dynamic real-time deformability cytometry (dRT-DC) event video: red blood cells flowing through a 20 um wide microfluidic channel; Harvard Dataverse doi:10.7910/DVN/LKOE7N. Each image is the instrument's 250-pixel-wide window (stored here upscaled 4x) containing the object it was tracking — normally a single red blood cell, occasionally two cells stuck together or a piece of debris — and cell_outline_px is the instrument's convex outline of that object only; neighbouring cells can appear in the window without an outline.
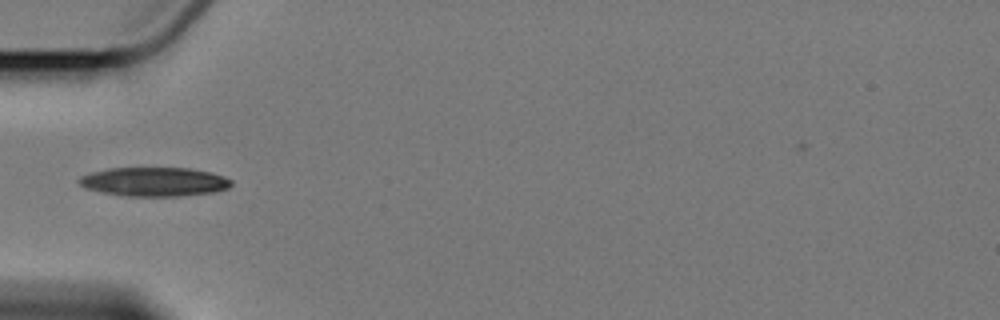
{"species": "Egyptian fruit bat (a non-hibernating species)", "species_latin": "Rousettus aegyptiacus", "temperature_condition": "cold", "stored_images_in_passage": 5, "camera_frame_rate_fps": 3000, "um_per_image_px": 0.085, "animal": {"sex": "female"}, "frame": {"image": 1, "passage_image": 4, "time_ms": 3.667, "image_size_px": [1000, 320], "cell_outline_px": [[232, 184], [228, 188], [216, 192], [180, 196], [128, 196], [104, 192], [84, 188], [76, 180], [80, 176], [92, 172], [108, 168], [188, 168], [212, 172], [224, 176], [232, 180]], "centroid_in_image_um": [13.13, 15.44], "position_along_channel_um": 71.9, "area_um2": 25.84}}
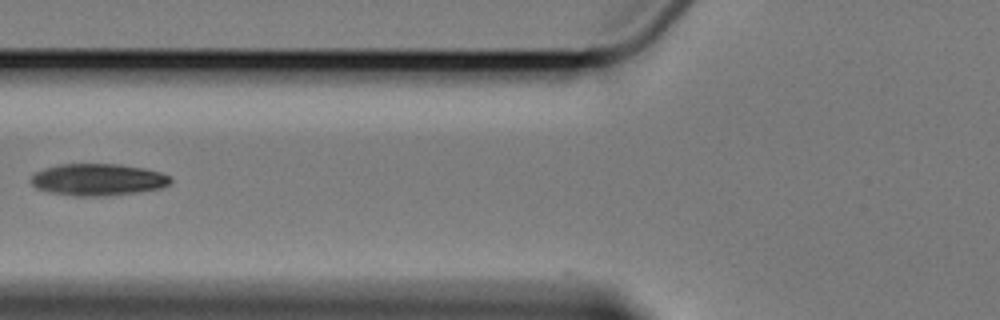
{"frame": {"image": 2, "passage_image": 5, "time_ms": 5.0, "image_size_px": [1000, 320], "cell_outline_px": [[172, 180], [168, 184], [160, 188], [112, 196], [72, 196], [52, 192], [36, 188], [32, 184], [32, 176], [36, 172], [60, 164], [116, 164], [144, 168], [160, 172], [168, 176]], "centroid_in_image_um": [8.34, 15.27], "position_along_channel_um": 117.5, "area_um2": 25.66}}